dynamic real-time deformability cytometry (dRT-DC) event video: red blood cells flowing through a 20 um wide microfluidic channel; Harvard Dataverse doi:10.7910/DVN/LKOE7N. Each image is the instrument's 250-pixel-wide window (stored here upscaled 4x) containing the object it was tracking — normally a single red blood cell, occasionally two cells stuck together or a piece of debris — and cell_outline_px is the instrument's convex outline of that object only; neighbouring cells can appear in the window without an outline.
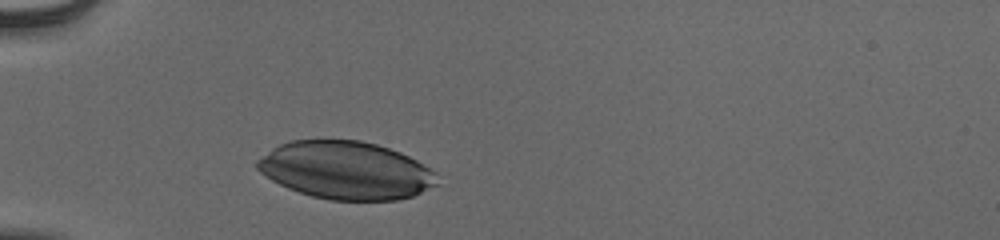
{"species": "human", "species_latin": "Homo sapiens", "temperature_condition": "cold", "stored_images_in_passage": 29, "camera_frame_rate_fps": 3000, "um_per_image_px": 0.085, "donor": {"sex": "male"}, "frame": {"image": 1, "passage_image": 1, "time_ms": 0.0, "image_size_px": [1000, 240], "cell_outline_px": [[440, 184], [412, 196], [396, 200], [328, 200], [312, 196], [288, 188], [272, 180], [260, 172], [256, 168], [256, 160], [272, 148], [280, 144], [292, 140], [360, 140], [376, 144], [400, 152], [416, 160], [436, 172]], "centroid_in_image_um": [29.41, 14.48], "position_along_channel_um": 55.6, "area_um2": 60.63}}
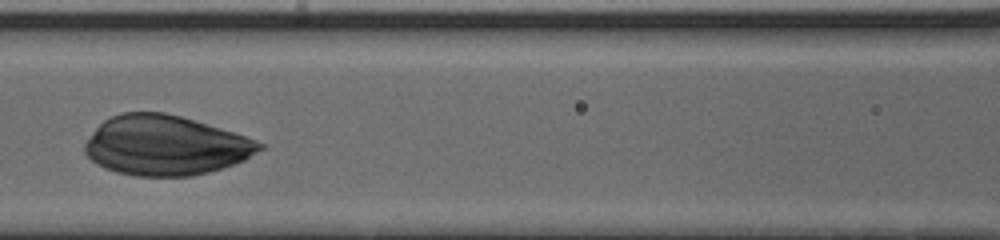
{"frame": {"image": 2, "passage_image": 10, "time_ms": 3.0, "image_size_px": [1000, 240], "cell_outline_px": [[264, 148], [244, 160], [208, 172], [192, 176], [136, 176], [116, 172], [104, 168], [96, 164], [84, 152], [84, 144], [92, 132], [104, 120], [120, 112], [164, 112], [180, 116], [220, 128], [256, 140], [264, 144]], "centroid_in_image_um": [14.03, 12.36], "position_along_channel_um": 152.6, "area_um2": 60.52}}
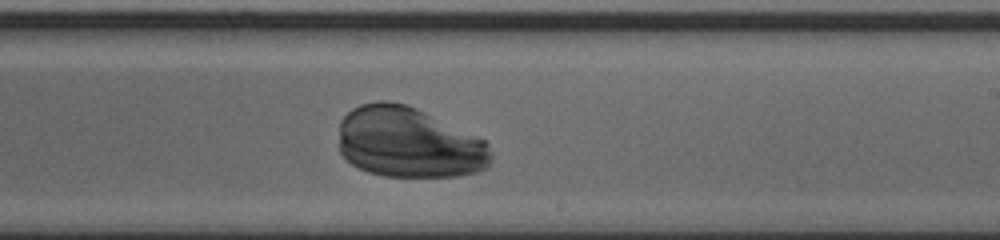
{"frame": {"image": 3, "passage_image": 18, "time_ms": 5.667, "image_size_px": [1000, 240], "cell_outline_px": [[492, 164], [488, 168], [476, 172], [456, 176], [384, 176], [368, 172], [352, 164], [340, 152], [340, 120], [352, 108], [360, 104], [376, 100], [388, 100], [404, 104], [416, 108], [484, 140], [488, 144], [492, 152]], "centroid_in_image_um": [34.75, 12.12], "position_along_channel_um": 254.3, "area_um2": 62.71}}